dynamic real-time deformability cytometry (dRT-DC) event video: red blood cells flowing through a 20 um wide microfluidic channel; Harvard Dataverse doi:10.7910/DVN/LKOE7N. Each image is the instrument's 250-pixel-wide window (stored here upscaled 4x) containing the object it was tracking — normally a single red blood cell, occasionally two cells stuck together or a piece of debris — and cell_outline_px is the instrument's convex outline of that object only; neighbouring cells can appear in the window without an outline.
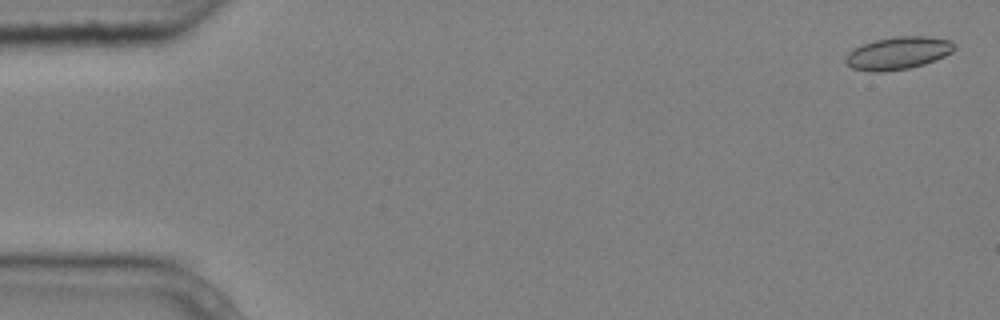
{"species": "common noctule bat (a hibernating species)", "species_latin": "Nyctalus noctula", "temperature_condition": "cold", "stored_images_in_passage": 8, "camera_frame_rate_fps": 3000, "um_per_image_px": 0.085, "animal": {"sex": "male", "body_mass_g": 20.4}, "frame": {"image": 1, "passage_image": 1, "time_ms": 0.0, "image_size_px": [1000, 320], "cell_outline_px": [[956, 48], [952, 52], [944, 56], [924, 64], [908, 68], [884, 72], [872, 72], [852, 68], [844, 60], [848, 52], [864, 44], [876, 40], [896, 36], [928, 36], [952, 40], [956, 44]], "centroid_in_image_um": [76.37, 4.51], "position_along_channel_um": 8.6, "area_um2": 20.63}}
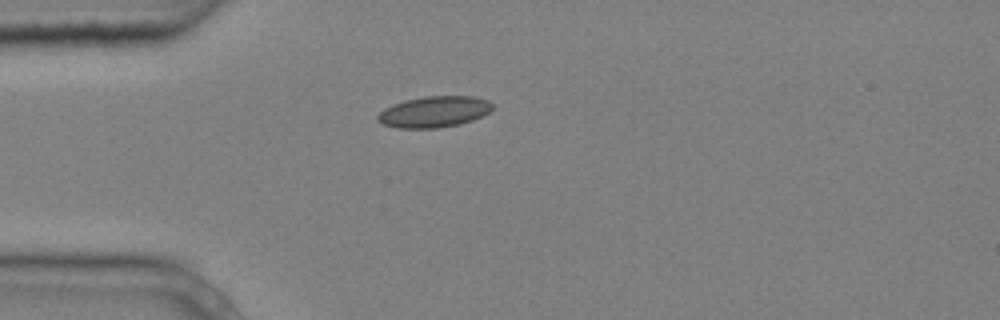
{"frame": {"image": 2, "passage_image": 4, "time_ms": 1.0, "image_size_px": [1000, 320], "cell_outline_px": [[492, 108], [488, 112], [472, 120], [460, 124], [436, 128], [400, 128], [380, 124], [376, 120], [376, 116], [384, 108], [392, 104], [404, 100], [424, 96], [476, 96], [488, 100], [492, 104]], "centroid_in_image_um": [36.85, 9.49], "position_along_channel_um": 48.1, "area_um2": 20.92}}
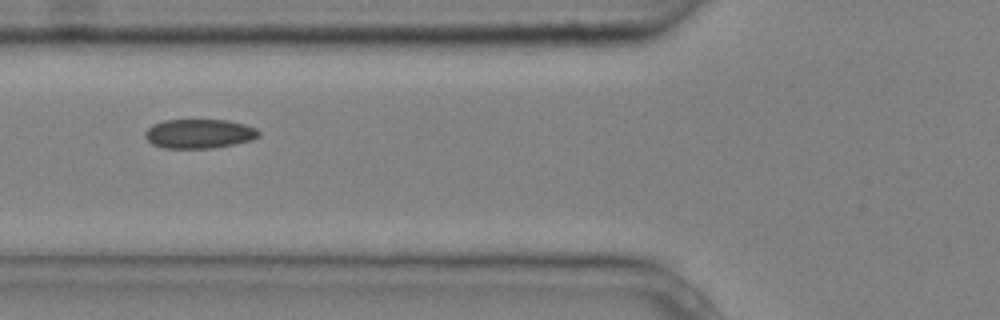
{"frame": {"image": 3, "passage_image": 6, "time_ms": 1.667, "image_size_px": [1000, 320], "cell_outline_px": [[260, 136], [252, 140], [212, 148], [164, 148], [152, 144], [144, 136], [144, 132], [152, 124], [164, 120], [228, 120], [244, 124], [256, 128], [260, 132]], "centroid_in_image_um": [16.92, 11.36], "position_along_channel_um": 108.9, "area_um2": 19.42}}